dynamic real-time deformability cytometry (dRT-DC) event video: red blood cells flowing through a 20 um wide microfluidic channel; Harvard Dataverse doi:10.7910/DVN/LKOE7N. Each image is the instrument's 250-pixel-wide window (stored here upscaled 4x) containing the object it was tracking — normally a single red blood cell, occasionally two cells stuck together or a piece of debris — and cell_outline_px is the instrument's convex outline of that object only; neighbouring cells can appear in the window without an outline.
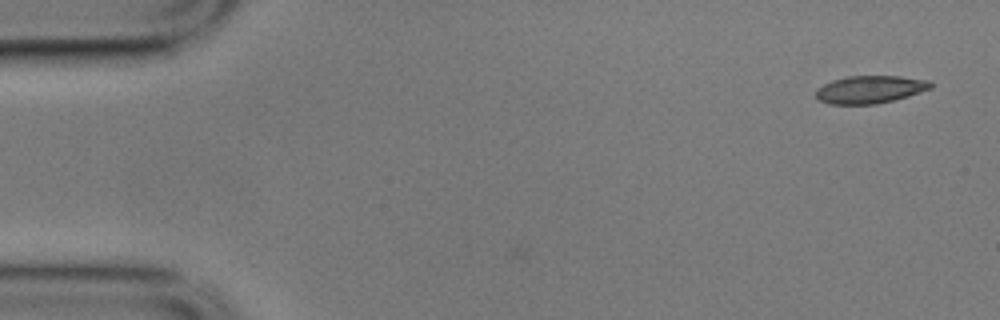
{"species": "common noctule bat (a hibernating species)", "species_latin": "Nyctalus noctula", "temperature_condition": "cold", "stored_images_in_passage": 5, "camera_frame_rate_fps": 3000, "um_per_image_px": 0.085, "animal": {"sex": "male", "body_mass_g": 17.9}, "frame": {"image": 1, "passage_image": 5, "time_ms": 1.333, "image_size_px": [1000, 320], "cell_outline_px": [[932, 88], [908, 96], [876, 104], [828, 104], [820, 100], [816, 96], [816, 88], [832, 80], [848, 76], [900, 76], [932, 80]], "centroid_in_image_um": [73.97, 7.59], "position_along_channel_um": 11.0, "area_um2": 18.55}}